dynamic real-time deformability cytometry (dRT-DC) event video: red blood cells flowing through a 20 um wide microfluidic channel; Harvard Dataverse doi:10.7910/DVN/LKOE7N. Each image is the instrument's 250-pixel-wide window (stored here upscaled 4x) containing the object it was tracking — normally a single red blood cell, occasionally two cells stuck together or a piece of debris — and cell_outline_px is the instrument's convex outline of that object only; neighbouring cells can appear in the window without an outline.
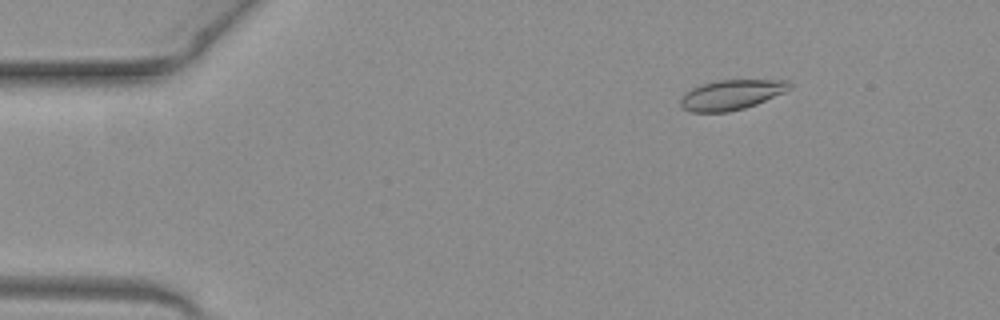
{"species": "common noctule bat (a hibernating species)", "species_latin": "Nyctalus noctula", "temperature_condition": "warm", "stored_images_in_passage": 52, "camera_frame_rate_fps": 3000, "um_per_image_px": 0.085, "animal": {"sex": "female", "body_mass_g": 19.3, "forearm_length_mm": 54.1}, "frame": {"image": 1, "passage_image": 8, "time_ms": 2.333, "image_size_px": [1000, 320], "cell_outline_px": [[792, 88], [784, 92], [756, 104], [744, 108], [728, 112], [692, 112], [684, 108], [680, 104], [680, 100], [684, 92], [700, 84], [716, 80], [788, 80], [792, 84]], "centroid_in_image_um": [62.16, 8.04], "position_along_channel_um": 22.8, "area_um2": 19.07}}
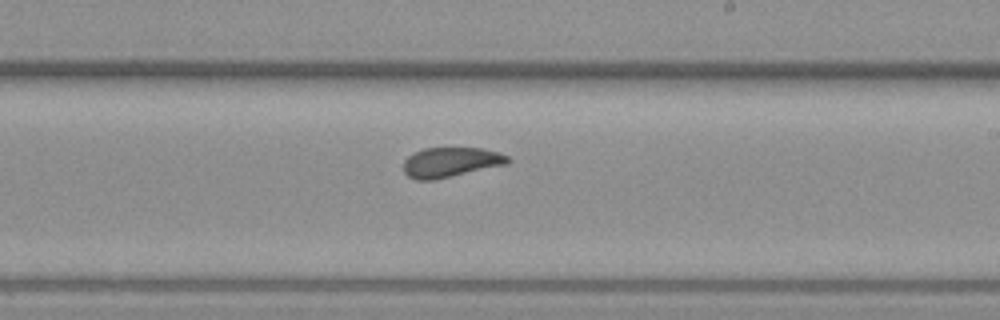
{"frame": {"image": 2, "passage_image": 31, "time_ms": 10.0, "image_size_px": [1000, 320], "cell_outline_px": [[512, 160], [508, 164], [432, 180], [416, 180], [408, 176], [404, 172], [404, 160], [408, 156], [424, 148], [484, 148], [500, 152], [508, 156]], "centroid_in_image_um": [38.35, 13.78], "position_along_channel_um": 250.7, "area_um2": 18.15}}
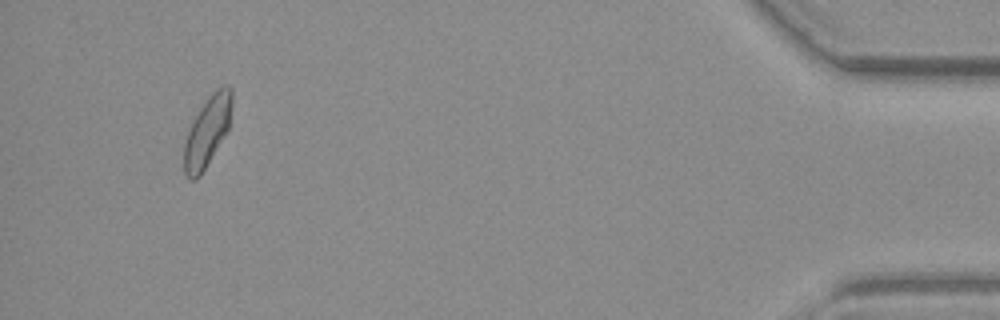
{"frame": {"image": 3, "passage_image": 49, "time_ms": 16.0, "image_size_px": [1000, 320], "cell_outline_px": [[232, 104], [228, 128], [200, 176], [196, 180], [192, 180], [184, 176], [184, 144], [188, 132], [200, 108], [208, 96], [216, 88], [224, 84], [228, 84], [232, 88]], "centroid_in_image_um": [17.62, 11.14], "position_along_channel_um": 417.6, "area_um2": 19.25}, "authors_computed_cell_mechanics": {"area_um2": 19.2185, "velocity_mm_per_s": 4.0479, "shape_relaxation_time_tau1_ms": null, "shape_relaxation_time_tau2_ms": 1.1763, "deformation_change_tau1": null, "deformation_change_tau2": 0.058}}